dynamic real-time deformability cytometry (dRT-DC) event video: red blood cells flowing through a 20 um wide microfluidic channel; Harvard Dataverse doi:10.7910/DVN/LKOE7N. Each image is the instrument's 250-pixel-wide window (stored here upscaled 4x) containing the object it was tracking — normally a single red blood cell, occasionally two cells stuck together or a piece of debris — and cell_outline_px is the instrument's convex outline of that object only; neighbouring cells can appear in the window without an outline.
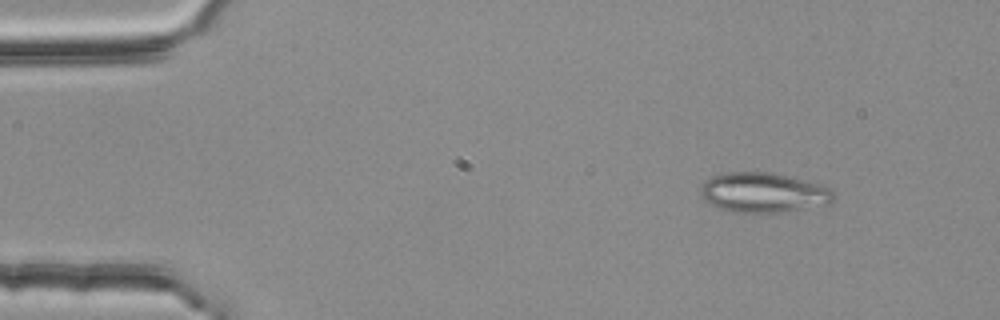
{"species": "common noctule bat (a hibernating species)", "species_latin": "Nyctalus noctula", "temperature_condition": "room temperature", "stored_images_in_passage": 4, "camera_frame_rate_fps": 3000, "um_per_image_px": 0.085, "animal": {"sex": "female", "body_mass_g": 25.1}, "frame": {"image": 1, "passage_image": 2, "time_ms": 0.333, "image_size_px": [1000, 320], "cell_outline_px": [[832, 200], [828, 204], [780, 212], [732, 212], [720, 208], [704, 200], [700, 196], [700, 188], [712, 176], [724, 172], [768, 172], [788, 176], [824, 184], [832, 188]], "centroid_in_image_um": [64.89, 16.36], "position_along_channel_um": 20.1, "area_um2": 30.75}}